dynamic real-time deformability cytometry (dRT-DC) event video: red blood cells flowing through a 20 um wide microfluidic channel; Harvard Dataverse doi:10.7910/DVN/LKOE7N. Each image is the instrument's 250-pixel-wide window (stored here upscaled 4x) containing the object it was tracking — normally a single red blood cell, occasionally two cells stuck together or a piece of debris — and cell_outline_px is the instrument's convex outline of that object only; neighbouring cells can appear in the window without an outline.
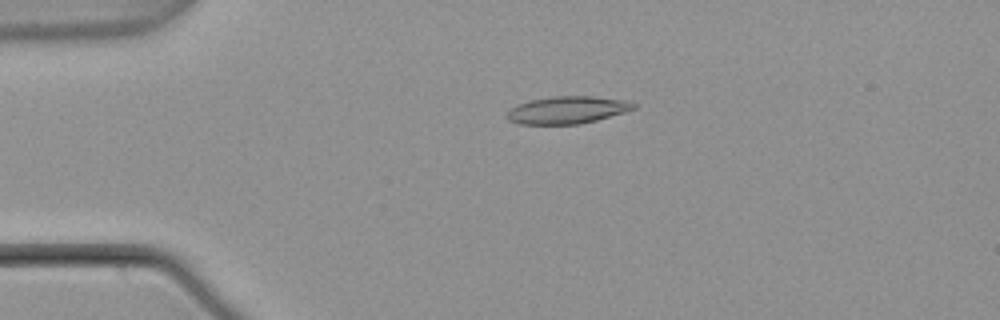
{"species": "common noctule bat (a hibernating species)", "species_latin": "Nyctalus noctula", "temperature_condition": "warm", "stored_images_in_passage": 2, "camera_frame_rate_fps": 3000, "um_per_image_px": 0.085, "animal": {"sex": "male", "body_mass_g": 21.5, "forearm_length_mm": 52.0}, "frame": {"image": 1, "passage_image": 1, "time_ms": 0.0, "image_size_px": [1000, 320], "cell_outline_px": [[636, 108], [624, 112], [596, 120], [580, 124], [520, 124], [508, 120], [508, 112], [516, 104], [532, 100], [556, 96], [592, 96], [624, 100], [636, 104]], "centroid_in_image_um": [48.23, 9.35], "position_along_channel_um": 36.8, "area_um2": 19.94}}